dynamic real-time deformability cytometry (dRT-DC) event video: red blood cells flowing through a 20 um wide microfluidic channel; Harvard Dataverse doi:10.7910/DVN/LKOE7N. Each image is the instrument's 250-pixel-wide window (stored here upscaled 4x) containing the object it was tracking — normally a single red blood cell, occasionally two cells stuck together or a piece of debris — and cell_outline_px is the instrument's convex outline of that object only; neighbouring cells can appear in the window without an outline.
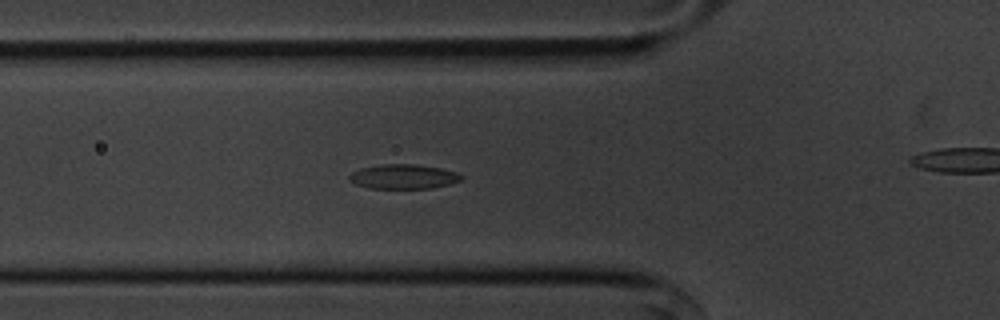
{"species": "common noctule bat (a hibernating species)", "species_latin": "Nyctalus noctula", "temperature_condition": "cold", "stored_images_in_passage": 50, "camera_frame_rate_fps": 3000, "um_per_image_px": 0.085, "animal": {"sex": "male", "body_mass_g": 20.1, "forearm_length_mm": 53.5}, "frame": {"image": 1, "passage_image": 13, "time_ms": 4.0, "image_size_px": [1000, 320], "cell_outline_px": [[464, 180], [432, 188], [368, 188], [356, 184], [348, 180], [348, 176], [352, 172], [360, 168], [380, 164], [412, 164], [440, 168], [456, 172], [464, 176]], "centroid_in_image_um": [34.28, 15.01], "position_along_channel_um": 91.5, "area_um2": 16.07}}
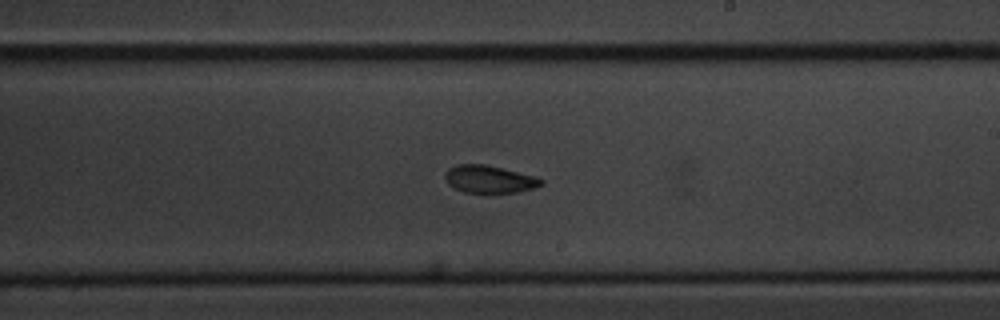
{"frame": {"image": 2, "passage_image": 26, "time_ms": 8.333, "image_size_px": [1000, 320], "cell_outline_px": [[544, 184], [532, 188], [516, 192], [464, 192], [448, 184], [444, 180], [444, 172], [448, 168], [456, 164], [484, 164], [532, 176], [544, 180]], "centroid_in_image_um": [41.52, 15.22], "position_along_channel_um": 247.5, "area_um2": 15.14}}
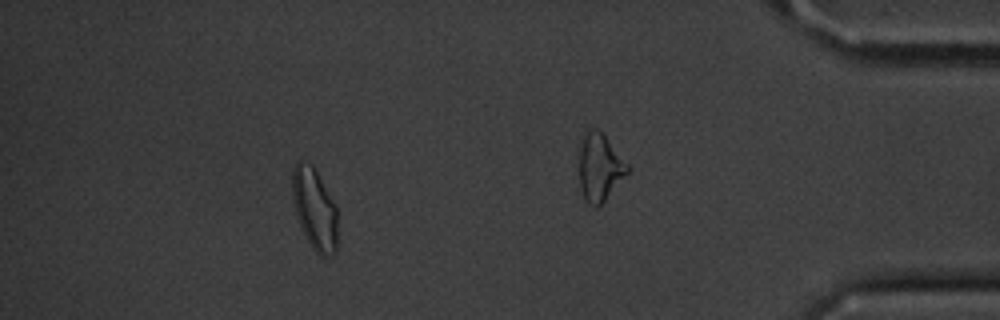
{"frame": {"image": 3, "passage_image": 44, "time_ms": 14.333, "image_size_px": [1000, 320], "cell_outline_px": [[336, 252], [324, 256], [320, 256], [312, 248], [296, 216], [292, 200], [292, 168], [296, 160], [300, 160], [312, 164], [336, 208]], "centroid_in_image_um": [26.69, 17.72], "position_along_channel_um": 408.5, "area_um2": 21.15}, "authors_computed_cell_mechanics": {"area_um2": 16.9065, "velocity_mm_per_s": 3.5803, "shape_relaxation_time_tau1_ms": 2.8836, "shape_relaxation_time_tau2_ms": 3.3831, "deformation_change_tau1": 0.1014, "deformation_change_tau2": 0.0872}}